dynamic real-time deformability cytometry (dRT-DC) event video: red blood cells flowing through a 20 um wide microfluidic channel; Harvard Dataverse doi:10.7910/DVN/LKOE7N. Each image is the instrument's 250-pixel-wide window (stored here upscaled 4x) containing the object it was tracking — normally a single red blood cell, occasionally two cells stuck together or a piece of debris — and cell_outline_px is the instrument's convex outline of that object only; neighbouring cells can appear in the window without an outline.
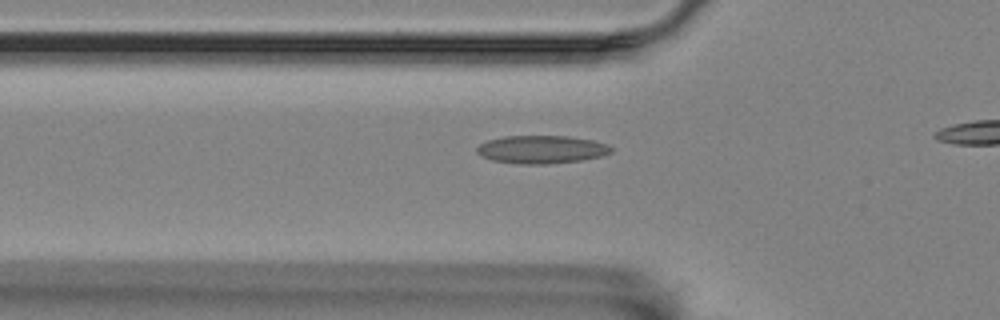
{"species": "Egyptian fruit bat (a non-hibernating species)", "species_latin": "Rousettus aegyptiacus", "temperature_condition": "room temperature", "stored_images_in_passage": 39, "camera_frame_rate_fps": 3000, "um_per_image_px": 0.085, "animal": {"sex": "female"}, "frame": {"image": 1, "passage_image": 12, "time_ms": 3.667, "image_size_px": [1000, 320], "cell_outline_px": [[612, 152], [600, 156], [580, 160], [548, 164], [520, 164], [492, 160], [476, 152], [476, 148], [480, 144], [488, 140], [504, 136], [568, 136], [592, 140], [608, 144], [612, 148]], "centroid_in_image_um": [46.03, 12.7], "position_along_channel_um": 79.8, "area_um2": 21.79}}
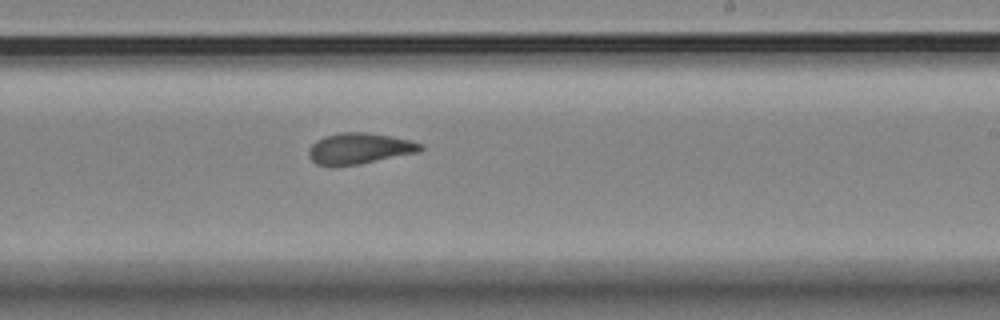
{"frame": {"image": 2, "passage_image": 27, "time_ms": 8.667, "image_size_px": [1000, 320], "cell_outline_px": [[424, 148], [416, 152], [356, 164], [316, 164], [308, 156], [308, 148], [316, 140], [324, 136], [340, 132], [368, 132], [408, 140], [420, 144]], "centroid_in_image_um": [30.48, 12.59], "position_along_channel_um": 258.5, "area_um2": 19.48}}
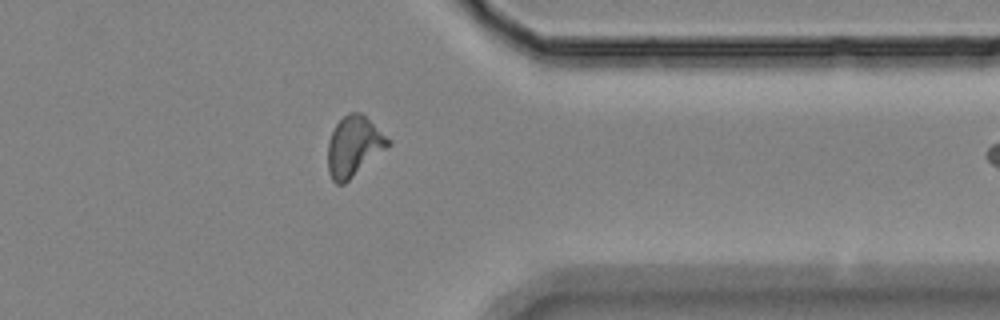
{"frame": {"image": 3, "passage_image": 38, "time_ms": 12.333, "image_size_px": [1000, 320], "cell_outline_px": [[392, 144], [344, 184], [336, 184], [332, 180], [328, 172], [328, 140], [336, 124], [348, 112], [360, 112]], "centroid_in_image_um": [30.03, 12.47], "position_along_channel_um": 381.4, "area_um2": 20.69}}